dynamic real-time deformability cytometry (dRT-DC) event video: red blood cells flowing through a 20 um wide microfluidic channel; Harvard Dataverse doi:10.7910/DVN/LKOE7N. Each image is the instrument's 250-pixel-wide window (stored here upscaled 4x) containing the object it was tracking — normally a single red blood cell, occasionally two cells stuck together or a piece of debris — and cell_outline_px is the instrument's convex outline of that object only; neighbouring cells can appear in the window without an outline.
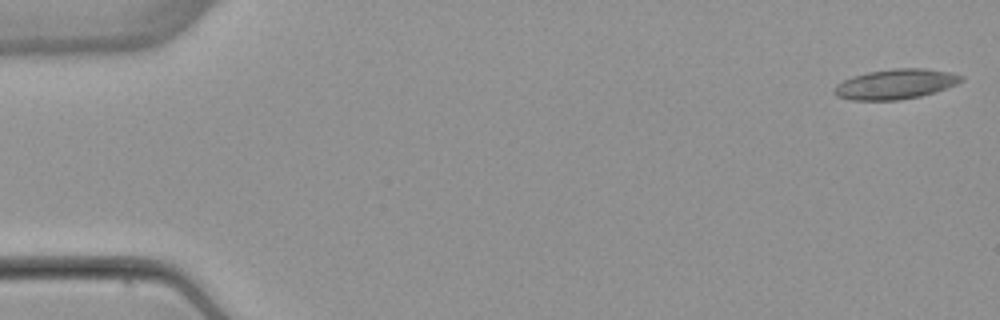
{"species": "common noctule bat (a hibernating species)", "species_latin": "Nyctalus noctula", "temperature_condition": "warm", "stored_images_in_passage": 52, "camera_frame_rate_fps": 3000, "um_per_image_px": 0.085, "animal": {"sex": "female", "body_mass_g": 22.7, "forearm_length_mm": 54.2}, "frame": {"image": 1, "passage_image": 1, "time_ms": 0.0, "image_size_px": [1000, 320], "cell_outline_px": [[964, 80], [956, 84], [936, 92], [920, 96], [896, 100], [852, 100], [836, 96], [832, 92], [832, 88], [836, 84], [852, 76], [868, 72], [892, 68], [924, 68], [952, 72], [964, 76]], "centroid_in_image_um": [76.11, 7.14], "position_along_channel_um": 8.9, "area_um2": 22.43}}
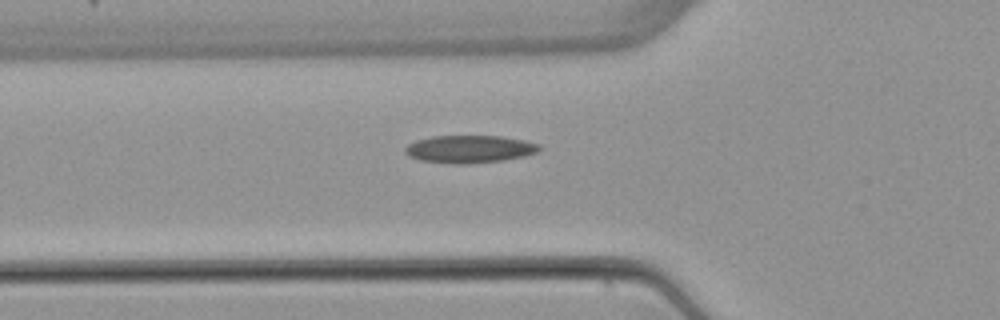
{"frame": {"image": 2, "passage_image": 18, "time_ms": 5.667, "image_size_px": [1000, 320], "cell_outline_px": [[540, 148], [536, 152], [524, 156], [504, 160], [464, 164], [456, 164], [420, 160], [408, 156], [404, 152], [404, 148], [408, 144], [416, 140], [432, 136], [500, 136], [524, 140], [540, 144]], "centroid_in_image_um": [39.88, 12.67], "position_along_channel_um": 85.9, "area_um2": 21.56}}
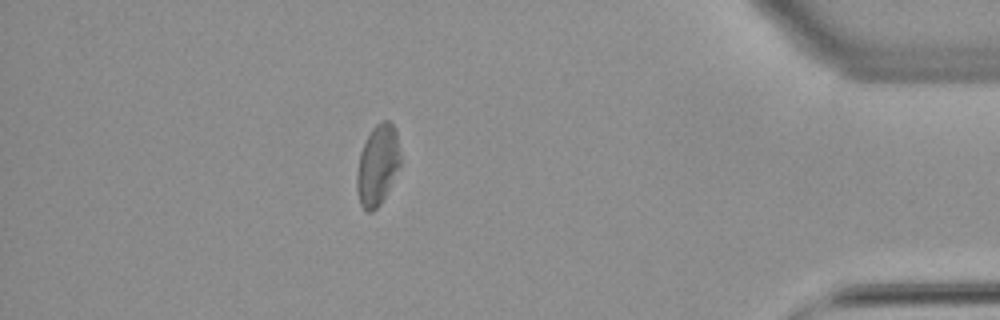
{"frame": {"image": 3, "passage_image": 46, "time_ms": 15.0, "image_size_px": [1000, 320], "cell_outline_px": [[404, 164], [380, 204], [372, 212], [368, 212], [360, 204], [356, 188], [356, 172], [360, 152], [372, 128], [376, 124], [384, 120], [388, 120], [392, 124], [396, 132]], "centroid_in_image_um": [32.14, 14.04], "position_along_channel_um": 403.1, "area_um2": 20.98}, "authors_computed_cell_mechanics": {"area_um2": 21.2704, "velocity_mm_per_s": 3.8637, "shape_relaxation_time_tau1_ms": null, "shape_relaxation_time_tau2_ms": 3.3488, "deformation_change_tau1": null, "deformation_change_tau2": 0.1354}}